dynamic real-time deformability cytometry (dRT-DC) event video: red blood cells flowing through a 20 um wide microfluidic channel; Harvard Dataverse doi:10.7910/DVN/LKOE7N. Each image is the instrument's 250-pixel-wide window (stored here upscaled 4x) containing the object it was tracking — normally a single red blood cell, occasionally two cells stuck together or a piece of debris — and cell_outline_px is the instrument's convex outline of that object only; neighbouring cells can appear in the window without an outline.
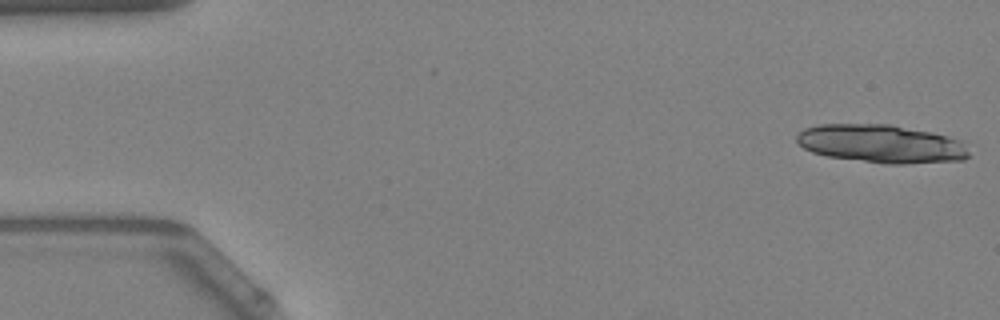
{"species": "Egyptian fruit bat (a non-hibernating species)", "species_latin": "Rousettus aegyptiacus", "temperature_condition": "warm", "stored_images_in_passage": 21, "camera_frame_rate_fps": 3000, "um_per_image_px": 0.085, "animal": {"sex": "female"}, "frame": {"image": 1, "passage_image": 1, "time_ms": 0.0, "image_size_px": [1000, 320], "cell_outline_px": [[968, 156], [964, 160], [904, 164], [888, 164], [828, 156], [812, 152], [804, 148], [796, 140], [796, 136], [804, 128], [820, 124], [892, 124], [932, 132], [948, 136], [960, 140], [964, 144], [968, 152]], "centroid_in_image_um": [74.92, 12.21], "position_along_channel_um": 10.1, "area_um2": 38.38}}